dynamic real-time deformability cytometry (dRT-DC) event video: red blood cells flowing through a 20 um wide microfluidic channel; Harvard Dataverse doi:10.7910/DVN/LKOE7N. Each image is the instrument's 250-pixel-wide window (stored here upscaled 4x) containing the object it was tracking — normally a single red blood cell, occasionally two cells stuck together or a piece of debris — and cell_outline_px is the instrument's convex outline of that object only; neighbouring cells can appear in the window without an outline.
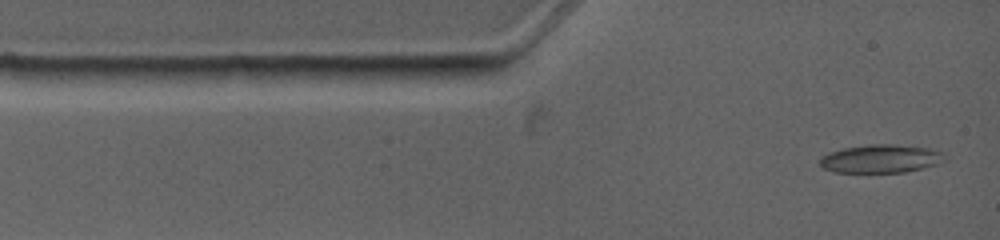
{"species": "common noctule bat (a hibernating species)", "species_latin": "Nyctalus noctula", "temperature_condition": "warm", "stored_images_in_passage": 11, "camera_frame_rate_fps": 4500, "um_per_image_px": 0.085, "animal": {"sex": "female", "body_mass_g": 19.0, "forearm_length_mm": 53.3}, "frame": {"image": 1, "passage_image": 1, "time_ms": 0.0, "image_size_px": [1000, 240], "cell_outline_px": [[944, 160], [936, 164], [924, 168], [904, 172], [832, 172], [824, 168], [820, 164], [820, 156], [844, 148], [872, 144], [892, 144], [928, 148], [940, 152]], "centroid_in_image_um": [74.82, 13.5], "position_along_channel_um": 10.2, "area_um2": 20.23}}
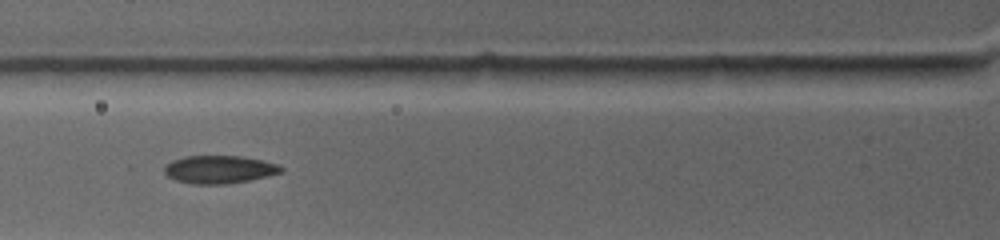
{"frame": {"image": 2, "passage_image": 5, "time_ms": 3.333, "image_size_px": [1000, 240], "cell_outline_px": [[284, 172], [248, 180], [228, 184], [192, 184], [176, 180], [168, 176], [164, 172], [164, 164], [172, 160], [184, 156], [240, 156], [260, 160], [276, 164], [284, 168]], "centroid_in_image_um": [18.6, 14.4], "position_along_channel_um": 107.2, "area_um2": 18.96}}
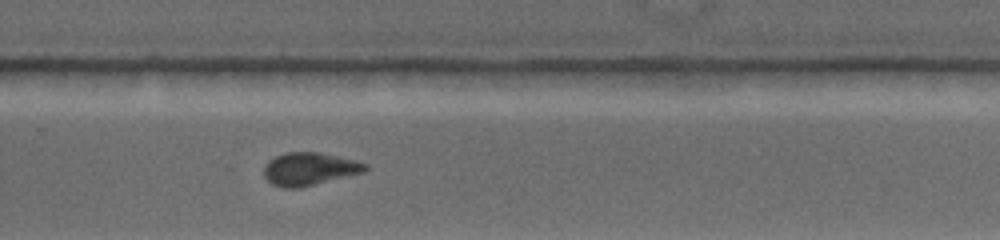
{"frame": {"image": 3, "passage_image": 11, "time_ms": 8.444, "image_size_px": [1000, 240], "cell_outline_px": [[368, 168], [364, 172], [300, 188], [284, 188], [272, 184], [264, 176], [264, 164], [268, 160], [284, 152], [320, 152], [356, 160], [368, 164]], "centroid_in_image_um": [26.29, 14.35], "position_along_channel_um": 303.5, "area_um2": 19.54}}